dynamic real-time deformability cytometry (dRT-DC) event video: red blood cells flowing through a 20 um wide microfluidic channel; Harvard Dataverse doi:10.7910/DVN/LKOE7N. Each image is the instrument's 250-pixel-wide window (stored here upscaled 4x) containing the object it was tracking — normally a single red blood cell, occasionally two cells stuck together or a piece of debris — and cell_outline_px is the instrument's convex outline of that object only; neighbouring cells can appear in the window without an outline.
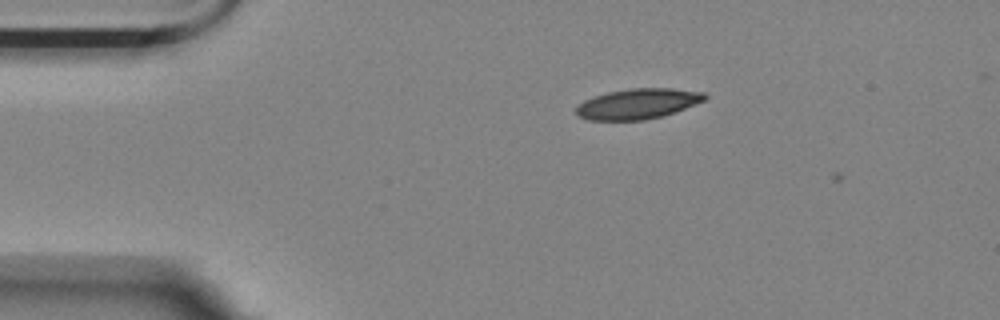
{"species": "Egyptian fruit bat (a non-hibernating species)", "species_latin": "Rousettus aegyptiacus", "temperature_condition": "room temperature", "stored_images_in_passage": 5, "camera_frame_rate_fps": 3000, "um_per_image_px": 0.085, "animal": {"sex": "female"}, "frame": {"image": 1, "passage_image": 4, "time_ms": 1.0, "image_size_px": [1000, 320], "cell_outline_px": [[708, 96], [704, 100], [684, 108], [660, 116], [644, 120], [588, 120], [576, 116], [576, 108], [584, 100], [592, 96], [608, 92], [632, 88], [672, 88], [704, 92]], "centroid_in_image_um": [54.17, 8.81], "position_along_channel_um": 30.8, "area_um2": 22.6}}